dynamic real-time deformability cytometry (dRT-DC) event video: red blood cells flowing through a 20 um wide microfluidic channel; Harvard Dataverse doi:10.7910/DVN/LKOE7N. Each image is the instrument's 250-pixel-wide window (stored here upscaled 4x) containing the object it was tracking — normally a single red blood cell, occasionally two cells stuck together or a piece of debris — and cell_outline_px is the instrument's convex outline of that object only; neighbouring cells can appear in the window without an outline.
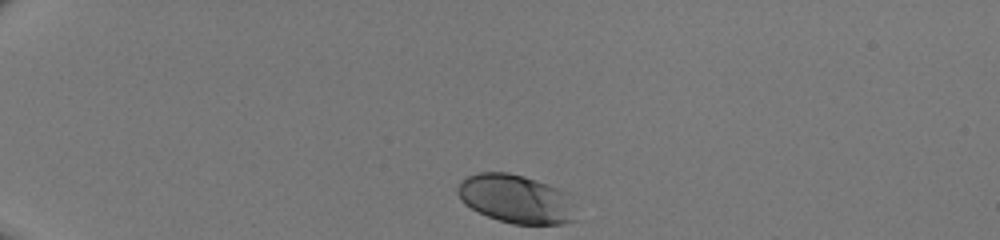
{"species": "human", "species_latin": "Homo sapiens", "temperature_condition": "room temperature", "stored_images_in_passage": 29, "camera_frame_rate_fps": 3000, "um_per_image_px": 0.085, "donor": {"sex": "male"}, "frame": {"image": 1, "passage_image": 1, "time_ms": 0.0, "image_size_px": [1000, 240], "cell_outline_px": [[572, 220], [564, 224], [512, 224], [488, 216], [464, 204], [460, 200], [456, 192], [456, 188], [460, 180], [468, 176], [480, 172], [508, 172], [524, 176], [556, 188], [564, 192]], "centroid_in_image_um": [43.69, 16.89], "position_along_channel_um": 41.3, "area_um2": 32.48}}
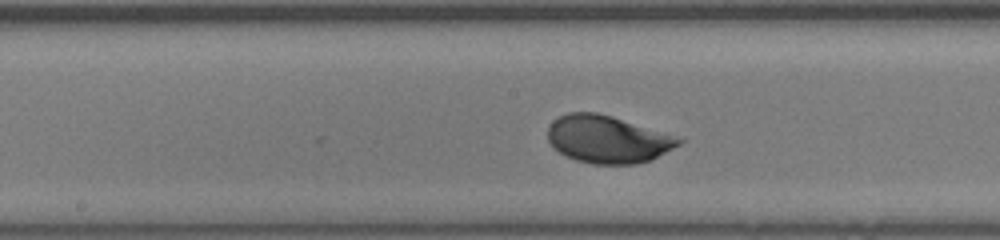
{"frame": {"image": 2, "passage_image": 17, "time_ms": 5.333, "image_size_px": [1000, 240], "cell_outline_px": [[684, 140], [680, 144], [652, 160], [636, 164], [592, 164], [576, 160], [564, 156], [552, 148], [548, 140], [548, 128], [552, 120], [568, 112], [596, 112], [612, 116]], "centroid_in_image_um": [51.57, 11.85], "position_along_channel_um": 196.6, "area_um2": 36.07}}
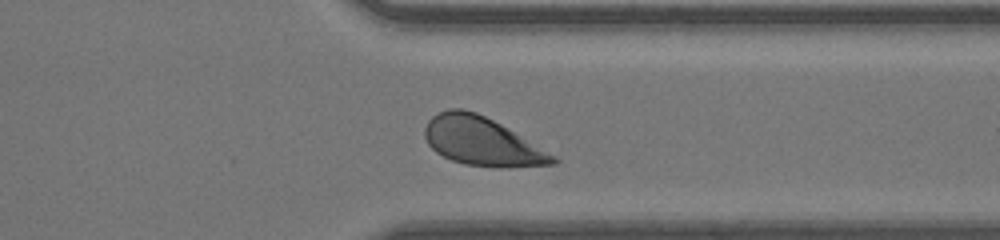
{"frame": {"image": 3, "passage_image": 29, "time_ms": 9.333, "image_size_px": [1000, 240], "cell_outline_px": [[560, 160], [556, 164], [508, 168], [496, 168], [464, 164], [452, 160], [436, 152], [428, 144], [424, 136], [424, 128], [428, 120], [432, 116], [448, 108], [464, 108], [476, 112], [500, 124], [560, 156]], "centroid_in_image_um": [41.02, 12.04], "position_along_channel_um": 370.4, "area_um2": 36.76}}